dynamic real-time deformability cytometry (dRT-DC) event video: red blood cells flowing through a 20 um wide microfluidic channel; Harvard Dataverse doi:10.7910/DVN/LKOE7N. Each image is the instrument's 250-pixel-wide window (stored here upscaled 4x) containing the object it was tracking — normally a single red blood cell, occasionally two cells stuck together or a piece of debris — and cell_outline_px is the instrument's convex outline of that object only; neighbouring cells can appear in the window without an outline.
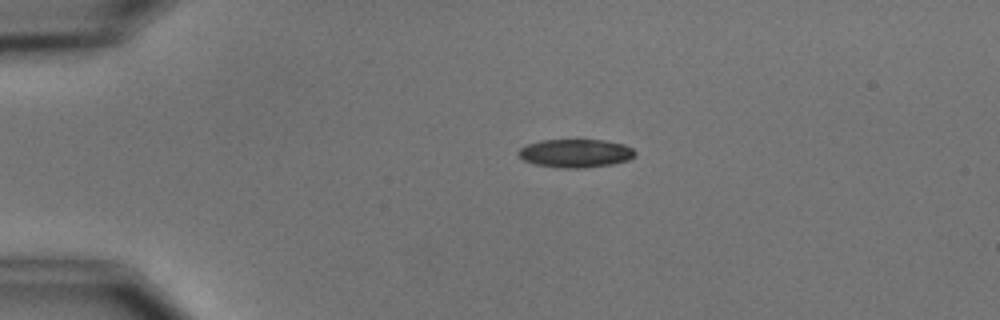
{"species": "common noctule bat (a hibernating species)", "species_latin": "Nyctalus noctula", "temperature_condition": "cold", "stored_images_in_passage": 2, "camera_frame_rate_fps": 3000, "um_per_image_px": 0.085, "animal": {"sex": "male", "body_mass_g": 15.6}, "frame": {"image": 1, "passage_image": 1, "time_ms": 0.0, "image_size_px": [1000, 320], "cell_outline_px": [[636, 156], [628, 160], [612, 164], [584, 168], [560, 168], [536, 164], [524, 160], [516, 152], [524, 144], [540, 140], [604, 140], [624, 144], [632, 148], [636, 152]], "centroid_in_image_um": [48.92, 13.02], "position_along_channel_um": 36.1, "area_um2": 19.42}}